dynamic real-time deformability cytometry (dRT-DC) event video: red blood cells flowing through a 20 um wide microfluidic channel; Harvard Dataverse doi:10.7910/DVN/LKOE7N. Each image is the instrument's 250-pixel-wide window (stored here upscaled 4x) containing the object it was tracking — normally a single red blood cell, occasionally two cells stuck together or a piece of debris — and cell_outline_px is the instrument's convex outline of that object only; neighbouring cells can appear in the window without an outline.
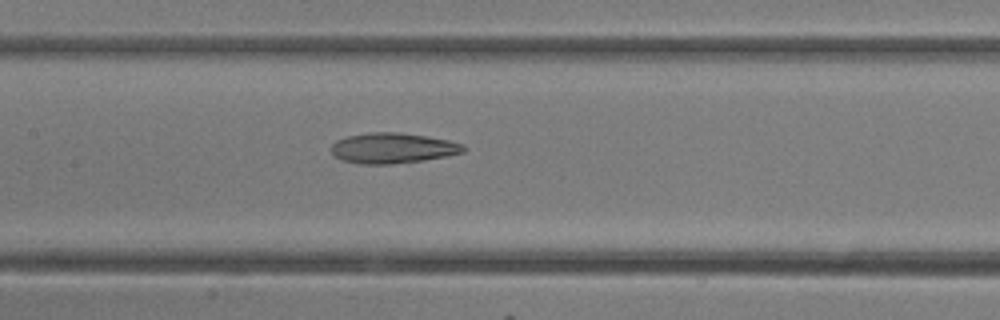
{"species": "common noctule bat (a hibernating species)", "species_latin": "Nyctalus noctula", "temperature_condition": "room temperature", "stored_images_in_passage": 15, "camera_frame_rate_fps": 3000, "um_per_image_px": 0.085, "animal": {"sex": "female"}, "frame": {"image": 1, "passage_image": 11, "time_ms": 3.333, "image_size_px": [1000, 320], "cell_outline_px": [[468, 148], [464, 152], [448, 156], [424, 160], [392, 164], [360, 164], [344, 160], [336, 156], [332, 152], [332, 144], [336, 140], [344, 136], [368, 132], [400, 132], [428, 136], [448, 140], [464, 144]], "centroid_in_image_um": [33.42, 12.58], "position_along_channel_um": 174.0, "area_um2": 23.7}}
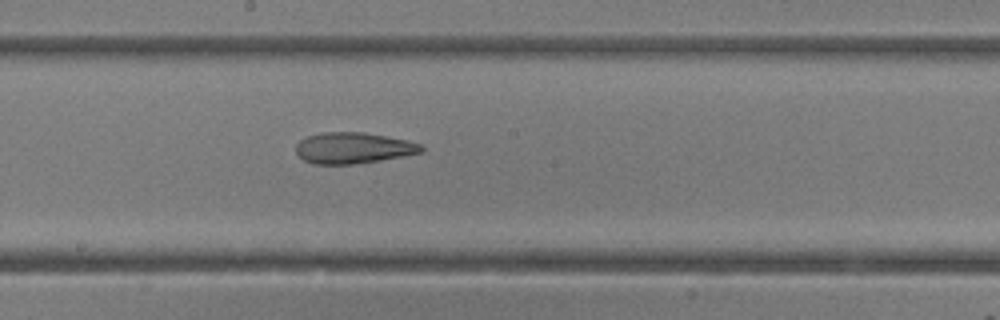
{"frame": {"image": 2, "passage_image": 13, "time_ms": 4.0, "image_size_px": [1000, 320], "cell_outline_px": [[424, 152], [404, 156], [380, 160], [352, 164], [312, 164], [304, 160], [296, 152], [296, 144], [300, 140], [308, 136], [324, 132], [364, 132], [408, 140], [424, 144]], "centroid_in_image_um": [30.07, 12.57], "position_along_channel_um": 218.1, "area_um2": 22.83}}
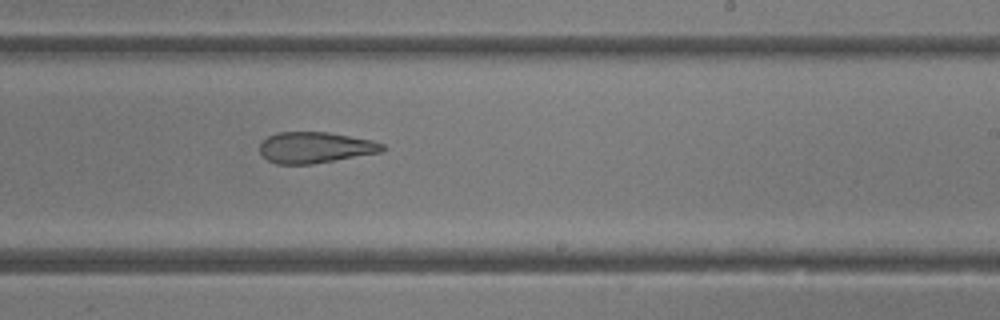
{"frame": {"image": 3, "passage_image": 15, "time_ms": 4.667, "image_size_px": [1000, 320], "cell_outline_px": [[384, 148], [380, 152], [312, 164], [276, 164], [268, 160], [260, 152], [260, 144], [268, 136], [276, 132], [328, 132], [372, 140], [384, 144]], "centroid_in_image_um": [26.77, 12.53], "position_along_channel_um": 262.2, "area_um2": 22.02}}